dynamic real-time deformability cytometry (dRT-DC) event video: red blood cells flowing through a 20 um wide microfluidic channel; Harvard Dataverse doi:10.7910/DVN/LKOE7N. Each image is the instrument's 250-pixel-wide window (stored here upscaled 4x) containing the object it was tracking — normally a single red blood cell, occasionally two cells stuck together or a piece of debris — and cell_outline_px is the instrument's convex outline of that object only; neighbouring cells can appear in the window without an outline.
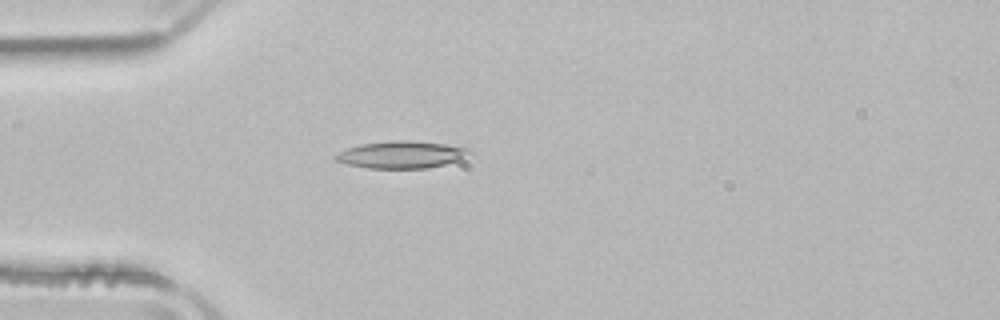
{"species": "common noctule bat (a hibernating species)", "species_latin": "Nyctalus noctula", "temperature_condition": "room temperature", "stored_images_in_passage": 41, "camera_frame_rate_fps": 3000, "um_per_image_px": 0.085, "animal": {"sex": "male", "body_mass_g": 21.5, "forearm_length_mm": 52.0}, "frame": {"image": 1, "passage_image": 4, "time_ms": 1.0, "image_size_px": [1000, 320], "cell_outline_px": [[472, 152], [456, 160], [444, 164], [428, 168], [368, 168], [348, 164], [336, 160], [332, 156], [336, 152], [360, 144], [396, 140], [404, 140], [444, 144], [472, 148]], "centroid_in_image_um": [34.08, 13.14], "position_along_channel_um": 50.9, "area_um2": 20.98}}
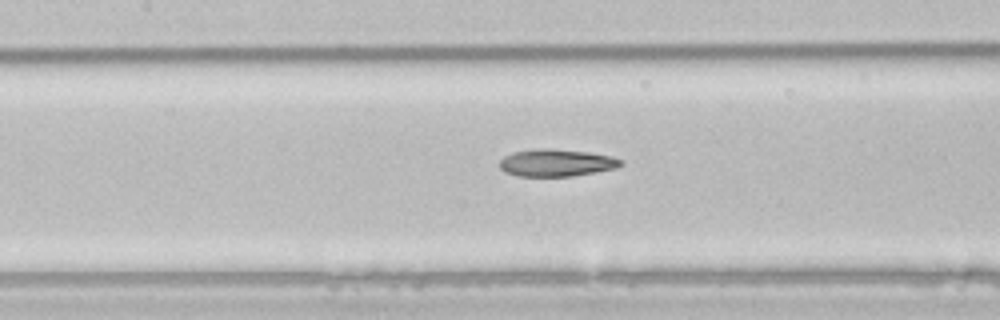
{"frame": {"image": 2, "passage_image": 13, "time_ms": 4.0, "image_size_px": [1000, 320], "cell_outline_px": [[624, 164], [616, 168], [596, 172], [572, 176], [516, 176], [504, 172], [500, 168], [500, 160], [504, 156], [512, 152], [540, 148], [548, 148], [588, 152], [612, 156], [624, 160]], "centroid_in_image_um": [47.3, 13.83], "position_along_channel_um": 160.1, "area_um2": 19.42}}
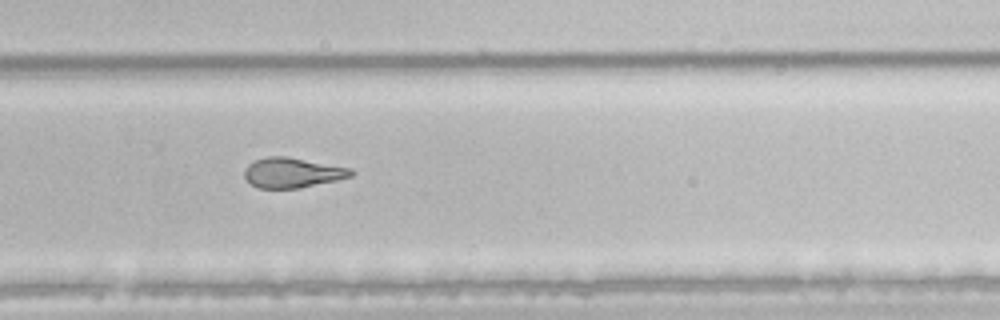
{"frame": {"image": 3, "passage_image": 24, "time_ms": 7.667, "image_size_px": [1000, 320], "cell_outline_px": [[356, 172], [352, 176], [336, 180], [300, 188], [260, 188], [252, 184], [244, 176], [244, 168], [248, 164], [256, 160], [268, 156], [288, 156], [352, 168]], "centroid_in_image_um": [24.88, 14.66], "position_along_channel_um": 304.9, "area_um2": 18.73}, "authors_computed_cell_mechanics": {"area_um2": 19.941, "velocity_mm_per_s": 3.9726, "shape_relaxation_time_tau1_ms": 11.243, "shape_relaxation_time_tau2_ms": 2.8744, "deformation_change_tau1": 0.2679, "deformation_change_tau2": 0.1197}}